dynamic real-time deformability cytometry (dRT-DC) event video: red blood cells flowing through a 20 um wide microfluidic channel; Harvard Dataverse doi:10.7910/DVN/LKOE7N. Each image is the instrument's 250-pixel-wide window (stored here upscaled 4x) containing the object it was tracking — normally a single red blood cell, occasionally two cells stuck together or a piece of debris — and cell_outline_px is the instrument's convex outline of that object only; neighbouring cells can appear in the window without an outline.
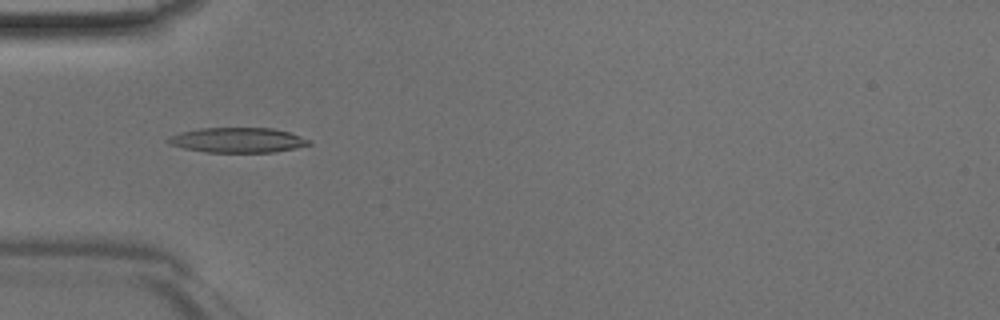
{"species": "Egyptian fruit bat (a non-hibernating species)", "species_latin": "Rousettus aegyptiacus", "temperature_condition": "room temperature", "stored_images_in_passage": 31, "camera_frame_rate_fps": 3000, "um_per_image_px": 0.085, "animal": {"sex": "male"}, "frame": {"image": 1, "passage_image": 14, "time_ms": 4.333, "image_size_px": [1000, 320], "cell_outline_px": [[312, 144], [296, 148], [276, 152], [208, 152], [184, 148], [168, 144], [164, 140], [168, 136], [180, 132], [200, 128], [272, 128], [288, 132], [312, 140]], "centroid_in_image_um": [20.19, 11.91], "position_along_channel_um": 64.8, "area_um2": 20.63}}
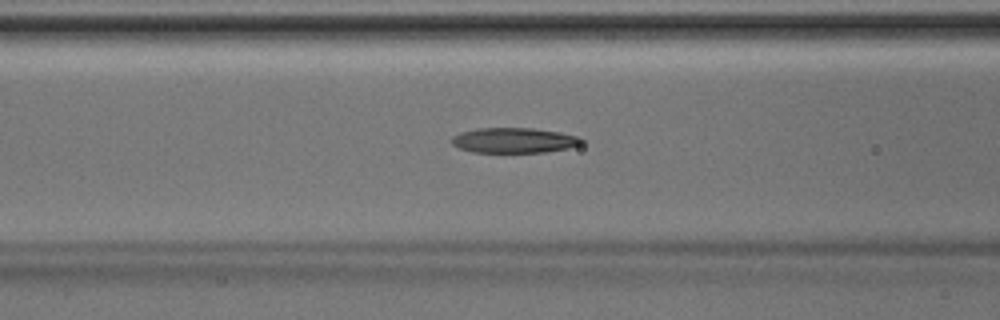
{"frame": {"image": 2, "passage_image": 18, "time_ms": 5.667, "image_size_px": [1000, 320], "cell_outline_px": [[584, 144], [568, 148], [544, 152], [472, 152], [460, 148], [452, 144], [448, 140], [452, 136], [460, 132], [476, 128], [532, 128], [560, 132], [580, 136], [584, 140]], "centroid_in_image_um": [43.69, 11.92], "position_along_channel_um": 122.9, "area_um2": 19.31}}
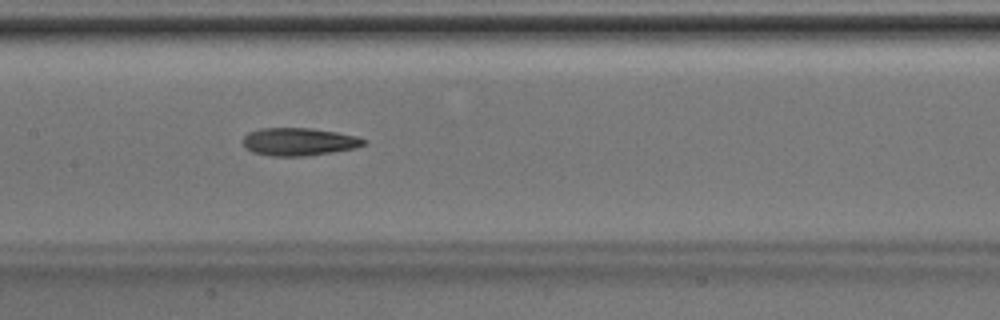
{"frame": {"image": 3, "passage_image": 22, "time_ms": 7.0, "image_size_px": [1000, 320], "cell_outline_px": [[368, 140], [364, 144], [352, 148], [332, 152], [304, 156], [272, 156], [252, 152], [240, 140], [248, 132], [260, 128], [312, 128], [336, 132], [356, 136]], "centroid_in_image_um": [25.37, 12.04], "position_along_channel_um": 182.0, "area_um2": 19.48}}